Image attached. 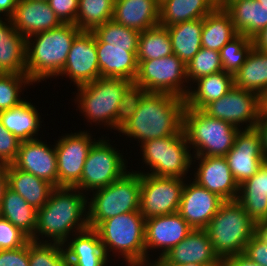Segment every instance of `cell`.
<instances>
[{"mask_svg":"<svg viewBox=\"0 0 267 266\" xmlns=\"http://www.w3.org/2000/svg\"><path fill=\"white\" fill-rule=\"evenodd\" d=\"M184 108L185 100L175 95L134 89L118 133L139 145L178 135L183 131Z\"/></svg>","mask_w":267,"mask_h":266,"instance_id":"1","label":"cell"},{"mask_svg":"<svg viewBox=\"0 0 267 266\" xmlns=\"http://www.w3.org/2000/svg\"><path fill=\"white\" fill-rule=\"evenodd\" d=\"M87 198L75 187H55L47 203L37 209L36 231L30 240L63 244L88 229Z\"/></svg>","mask_w":267,"mask_h":266,"instance_id":"2","label":"cell"},{"mask_svg":"<svg viewBox=\"0 0 267 266\" xmlns=\"http://www.w3.org/2000/svg\"><path fill=\"white\" fill-rule=\"evenodd\" d=\"M76 88V110L85 117L86 122L118 132L134 90L133 82L123 78L100 77Z\"/></svg>","mask_w":267,"mask_h":266,"instance_id":"3","label":"cell"},{"mask_svg":"<svg viewBox=\"0 0 267 266\" xmlns=\"http://www.w3.org/2000/svg\"><path fill=\"white\" fill-rule=\"evenodd\" d=\"M80 32L75 24L62 23L57 28L26 38L27 76L33 83L47 82L60 74L71 45Z\"/></svg>","mask_w":267,"mask_h":266,"instance_id":"4","label":"cell"},{"mask_svg":"<svg viewBox=\"0 0 267 266\" xmlns=\"http://www.w3.org/2000/svg\"><path fill=\"white\" fill-rule=\"evenodd\" d=\"M183 132L192 156H225L234 145L239 128L229 122L209 117L202 110L185 105Z\"/></svg>","mask_w":267,"mask_h":266,"instance_id":"5","label":"cell"},{"mask_svg":"<svg viewBox=\"0 0 267 266\" xmlns=\"http://www.w3.org/2000/svg\"><path fill=\"white\" fill-rule=\"evenodd\" d=\"M94 230L98 233L109 260L110 256H118V259L122 257L125 262L146 261L145 219L140 211L106 219Z\"/></svg>","mask_w":267,"mask_h":266,"instance_id":"6","label":"cell"},{"mask_svg":"<svg viewBox=\"0 0 267 266\" xmlns=\"http://www.w3.org/2000/svg\"><path fill=\"white\" fill-rule=\"evenodd\" d=\"M221 260L242 254L253 236V220L237 200L224 201L205 228Z\"/></svg>","mask_w":267,"mask_h":266,"instance_id":"7","label":"cell"},{"mask_svg":"<svg viewBox=\"0 0 267 266\" xmlns=\"http://www.w3.org/2000/svg\"><path fill=\"white\" fill-rule=\"evenodd\" d=\"M131 170L108 186L90 192L87 198L89 228L94 229L100 222L117 215L140 211L141 174Z\"/></svg>","mask_w":267,"mask_h":266,"instance_id":"8","label":"cell"},{"mask_svg":"<svg viewBox=\"0 0 267 266\" xmlns=\"http://www.w3.org/2000/svg\"><path fill=\"white\" fill-rule=\"evenodd\" d=\"M142 163L148 172L134 171L161 177L187 179L192 169V153L182 131L178 135L156 138L143 142L140 146ZM187 176V177H186Z\"/></svg>","mask_w":267,"mask_h":266,"instance_id":"9","label":"cell"},{"mask_svg":"<svg viewBox=\"0 0 267 266\" xmlns=\"http://www.w3.org/2000/svg\"><path fill=\"white\" fill-rule=\"evenodd\" d=\"M104 136L101 135L90 148L81 179L74 186L87 195L120 179L128 172L127 167H130L126 165V156L123 158L119 148L113 147L111 139Z\"/></svg>","mask_w":267,"mask_h":266,"instance_id":"10","label":"cell"},{"mask_svg":"<svg viewBox=\"0 0 267 266\" xmlns=\"http://www.w3.org/2000/svg\"><path fill=\"white\" fill-rule=\"evenodd\" d=\"M137 62L138 72L133 82L135 90L167 93L186 99L190 90L186 64L175 54Z\"/></svg>","mask_w":267,"mask_h":266,"instance_id":"11","label":"cell"},{"mask_svg":"<svg viewBox=\"0 0 267 266\" xmlns=\"http://www.w3.org/2000/svg\"><path fill=\"white\" fill-rule=\"evenodd\" d=\"M202 111L209 117L229 122L240 130L253 129L260 117L261 100L257 93L234 85L227 94L207 104Z\"/></svg>","mask_w":267,"mask_h":266,"instance_id":"12","label":"cell"},{"mask_svg":"<svg viewBox=\"0 0 267 266\" xmlns=\"http://www.w3.org/2000/svg\"><path fill=\"white\" fill-rule=\"evenodd\" d=\"M186 179L141 174L140 213L144 219L178 212Z\"/></svg>","mask_w":267,"mask_h":266,"instance_id":"13","label":"cell"},{"mask_svg":"<svg viewBox=\"0 0 267 266\" xmlns=\"http://www.w3.org/2000/svg\"><path fill=\"white\" fill-rule=\"evenodd\" d=\"M89 132L80 129L55 140L58 187H74L80 181L88 152L97 141Z\"/></svg>","mask_w":267,"mask_h":266,"instance_id":"14","label":"cell"},{"mask_svg":"<svg viewBox=\"0 0 267 266\" xmlns=\"http://www.w3.org/2000/svg\"><path fill=\"white\" fill-rule=\"evenodd\" d=\"M68 77L73 85L80 86L100 78L95 34L81 31L74 39L65 66L56 77Z\"/></svg>","mask_w":267,"mask_h":266,"instance_id":"15","label":"cell"},{"mask_svg":"<svg viewBox=\"0 0 267 266\" xmlns=\"http://www.w3.org/2000/svg\"><path fill=\"white\" fill-rule=\"evenodd\" d=\"M194 159V160H193ZM197 160V161H196ZM198 164H196V163ZM193 181L224 201L237 200L239 185L234 179L225 156H192Z\"/></svg>","mask_w":267,"mask_h":266,"instance_id":"16","label":"cell"},{"mask_svg":"<svg viewBox=\"0 0 267 266\" xmlns=\"http://www.w3.org/2000/svg\"><path fill=\"white\" fill-rule=\"evenodd\" d=\"M192 230L194 229L178 212L146 219V261L151 256L154 258L152 254L150 255V252L153 253L154 249L155 253L160 251L156 257L162 258L170 249L184 240Z\"/></svg>","mask_w":267,"mask_h":266,"instance_id":"17","label":"cell"},{"mask_svg":"<svg viewBox=\"0 0 267 266\" xmlns=\"http://www.w3.org/2000/svg\"><path fill=\"white\" fill-rule=\"evenodd\" d=\"M225 157L238 185L254 176L266 160L256 128L239 130L234 145Z\"/></svg>","mask_w":267,"mask_h":266,"instance_id":"18","label":"cell"},{"mask_svg":"<svg viewBox=\"0 0 267 266\" xmlns=\"http://www.w3.org/2000/svg\"><path fill=\"white\" fill-rule=\"evenodd\" d=\"M224 202L217 194L186 179L178 213L193 229H205Z\"/></svg>","mask_w":267,"mask_h":266,"instance_id":"19","label":"cell"},{"mask_svg":"<svg viewBox=\"0 0 267 266\" xmlns=\"http://www.w3.org/2000/svg\"><path fill=\"white\" fill-rule=\"evenodd\" d=\"M40 137L22 141L13 165L24 172L41 178L58 187V170L55 144H46ZM51 145V146H50Z\"/></svg>","mask_w":267,"mask_h":266,"instance_id":"20","label":"cell"},{"mask_svg":"<svg viewBox=\"0 0 267 266\" xmlns=\"http://www.w3.org/2000/svg\"><path fill=\"white\" fill-rule=\"evenodd\" d=\"M14 28L25 38L62 24L47 1L17 0L10 17Z\"/></svg>","mask_w":267,"mask_h":266,"instance_id":"21","label":"cell"},{"mask_svg":"<svg viewBox=\"0 0 267 266\" xmlns=\"http://www.w3.org/2000/svg\"><path fill=\"white\" fill-rule=\"evenodd\" d=\"M162 258L174 266L188 263L210 266L222 262L214 252L205 229L192 230L184 240L170 249Z\"/></svg>","mask_w":267,"mask_h":266,"instance_id":"22","label":"cell"},{"mask_svg":"<svg viewBox=\"0 0 267 266\" xmlns=\"http://www.w3.org/2000/svg\"><path fill=\"white\" fill-rule=\"evenodd\" d=\"M62 245L70 266H107L110 261L94 229L75 233Z\"/></svg>","mask_w":267,"mask_h":266,"instance_id":"23","label":"cell"},{"mask_svg":"<svg viewBox=\"0 0 267 266\" xmlns=\"http://www.w3.org/2000/svg\"><path fill=\"white\" fill-rule=\"evenodd\" d=\"M96 50L100 77L123 78L134 82L138 72V51L103 43L96 35Z\"/></svg>","mask_w":267,"mask_h":266,"instance_id":"24","label":"cell"},{"mask_svg":"<svg viewBox=\"0 0 267 266\" xmlns=\"http://www.w3.org/2000/svg\"><path fill=\"white\" fill-rule=\"evenodd\" d=\"M157 0H115L113 20L139 32L159 25Z\"/></svg>","mask_w":267,"mask_h":266,"instance_id":"25","label":"cell"},{"mask_svg":"<svg viewBox=\"0 0 267 266\" xmlns=\"http://www.w3.org/2000/svg\"><path fill=\"white\" fill-rule=\"evenodd\" d=\"M0 68L5 73L27 75L26 38L14 28L10 18L3 17L0 18Z\"/></svg>","mask_w":267,"mask_h":266,"instance_id":"26","label":"cell"},{"mask_svg":"<svg viewBox=\"0 0 267 266\" xmlns=\"http://www.w3.org/2000/svg\"><path fill=\"white\" fill-rule=\"evenodd\" d=\"M222 7L239 34L252 38L267 26V7L258 0H228Z\"/></svg>","mask_w":267,"mask_h":266,"instance_id":"27","label":"cell"},{"mask_svg":"<svg viewBox=\"0 0 267 266\" xmlns=\"http://www.w3.org/2000/svg\"><path fill=\"white\" fill-rule=\"evenodd\" d=\"M41 119L40 112L27 100L14 108L0 112L2 125L20 142L37 139L42 126Z\"/></svg>","mask_w":267,"mask_h":266,"instance_id":"28","label":"cell"},{"mask_svg":"<svg viewBox=\"0 0 267 266\" xmlns=\"http://www.w3.org/2000/svg\"><path fill=\"white\" fill-rule=\"evenodd\" d=\"M237 201L253 221L267 219V160L254 176L239 185Z\"/></svg>","mask_w":267,"mask_h":266,"instance_id":"29","label":"cell"},{"mask_svg":"<svg viewBox=\"0 0 267 266\" xmlns=\"http://www.w3.org/2000/svg\"><path fill=\"white\" fill-rule=\"evenodd\" d=\"M190 86L185 105L192 109L202 110L207 104L218 100L234 86L233 74L221 71L197 79Z\"/></svg>","mask_w":267,"mask_h":266,"instance_id":"30","label":"cell"},{"mask_svg":"<svg viewBox=\"0 0 267 266\" xmlns=\"http://www.w3.org/2000/svg\"><path fill=\"white\" fill-rule=\"evenodd\" d=\"M7 176L8 187L36 209L42 208L47 203L55 188L49 182L17 169L13 164L8 165Z\"/></svg>","mask_w":267,"mask_h":266,"instance_id":"31","label":"cell"},{"mask_svg":"<svg viewBox=\"0 0 267 266\" xmlns=\"http://www.w3.org/2000/svg\"><path fill=\"white\" fill-rule=\"evenodd\" d=\"M159 4V25L164 27L204 18L218 7L213 0H162Z\"/></svg>","mask_w":267,"mask_h":266,"instance_id":"32","label":"cell"},{"mask_svg":"<svg viewBox=\"0 0 267 266\" xmlns=\"http://www.w3.org/2000/svg\"><path fill=\"white\" fill-rule=\"evenodd\" d=\"M203 18L166 26L171 40L173 54L186 65L199 52Z\"/></svg>","mask_w":267,"mask_h":266,"instance_id":"33","label":"cell"},{"mask_svg":"<svg viewBox=\"0 0 267 266\" xmlns=\"http://www.w3.org/2000/svg\"><path fill=\"white\" fill-rule=\"evenodd\" d=\"M238 34L230 15L220 6L203 18L201 46L220 51Z\"/></svg>","mask_w":267,"mask_h":266,"instance_id":"34","label":"cell"},{"mask_svg":"<svg viewBox=\"0 0 267 266\" xmlns=\"http://www.w3.org/2000/svg\"><path fill=\"white\" fill-rule=\"evenodd\" d=\"M0 216L19 228L30 239L36 231L37 209L7 187L3 194Z\"/></svg>","mask_w":267,"mask_h":266,"instance_id":"35","label":"cell"},{"mask_svg":"<svg viewBox=\"0 0 267 266\" xmlns=\"http://www.w3.org/2000/svg\"><path fill=\"white\" fill-rule=\"evenodd\" d=\"M233 79L235 86L261 96L267 89V52L253 48Z\"/></svg>","mask_w":267,"mask_h":266,"instance_id":"36","label":"cell"},{"mask_svg":"<svg viewBox=\"0 0 267 266\" xmlns=\"http://www.w3.org/2000/svg\"><path fill=\"white\" fill-rule=\"evenodd\" d=\"M173 54L166 27L156 26L140 32L137 61L159 59Z\"/></svg>","mask_w":267,"mask_h":266,"instance_id":"37","label":"cell"},{"mask_svg":"<svg viewBox=\"0 0 267 266\" xmlns=\"http://www.w3.org/2000/svg\"><path fill=\"white\" fill-rule=\"evenodd\" d=\"M115 0H79L75 25L81 31H93L110 21L114 14Z\"/></svg>","mask_w":267,"mask_h":266,"instance_id":"38","label":"cell"},{"mask_svg":"<svg viewBox=\"0 0 267 266\" xmlns=\"http://www.w3.org/2000/svg\"><path fill=\"white\" fill-rule=\"evenodd\" d=\"M103 43L114 47L127 48V51H138L140 32L122 26L113 19L97 26L92 31Z\"/></svg>","mask_w":267,"mask_h":266,"instance_id":"39","label":"cell"},{"mask_svg":"<svg viewBox=\"0 0 267 266\" xmlns=\"http://www.w3.org/2000/svg\"><path fill=\"white\" fill-rule=\"evenodd\" d=\"M34 85L25 74L3 73L0 75V112L14 108L25 101L24 89ZM25 87V88H24ZM23 91V92H22ZM22 98V99H21Z\"/></svg>","mask_w":267,"mask_h":266,"instance_id":"40","label":"cell"},{"mask_svg":"<svg viewBox=\"0 0 267 266\" xmlns=\"http://www.w3.org/2000/svg\"><path fill=\"white\" fill-rule=\"evenodd\" d=\"M29 266H70L63 245L59 243L28 242Z\"/></svg>","mask_w":267,"mask_h":266,"instance_id":"41","label":"cell"},{"mask_svg":"<svg viewBox=\"0 0 267 266\" xmlns=\"http://www.w3.org/2000/svg\"><path fill=\"white\" fill-rule=\"evenodd\" d=\"M252 49L251 38L238 34L219 51L223 70L234 75L246 62Z\"/></svg>","mask_w":267,"mask_h":266,"instance_id":"42","label":"cell"},{"mask_svg":"<svg viewBox=\"0 0 267 266\" xmlns=\"http://www.w3.org/2000/svg\"><path fill=\"white\" fill-rule=\"evenodd\" d=\"M224 71L220 59V52L208 48H201L186 65V78L190 86L204 76Z\"/></svg>","mask_w":267,"mask_h":266,"instance_id":"43","label":"cell"},{"mask_svg":"<svg viewBox=\"0 0 267 266\" xmlns=\"http://www.w3.org/2000/svg\"><path fill=\"white\" fill-rule=\"evenodd\" d=\"M29 241L30 238L24 232L0 216V250L16 249Z\"/></svg>","mask_w":267,"mask_h":266,"instance_id":"44","label":"cell"},{"mask_svg":"<svg viewBox=\"0 0 267 266\" xmlns=\"http://www.w3.org/2000/svg\"><path fill=\"white\" fill-rule=\"evenodd\" d=\"M20 143V140L8 132L0 121V162L13 164L18 156Z\"/></svg>","mask_w":267,"mask_h":266,"instance_id":"45","label":"cell"},{"mask_svg":"<svg viewBox=\"0 0 267 266\" xmlns=\"http://www.w3.org/2000/svg\"><path fill=\"white\" fill-rule=\"evenodd\" d=\"M47 2L62 23H76L79 0H48Z\"/></svg>","mask_w":267,"mask_h":266,"instance_id":"46","label":"cell"},{"mask_svg":"<svg viewBox=\"0 0 267 266\" xmlns=\"http://www.w3.org/2000/svg\"><path fill=\"white\" fill-rule=\"evenodd\" d=\"M0 266H29L28 243L16 249L0 250Z\"/></svg>","mask_w":267,"mask_h":266,"instance_id":"47","label":"cell"},{"mask_svg":"<svg viewBox=\"0 0 267 266\" xmlns=\"http://www.w3.org/2000/svg\"><path fill=\"white\" fill-rule=\"evenodd\" d=\"M243 254L255 263L267 266V243L260 242L254 236L246 244Z\"/></svg>","mask_w":267,"mask_h":266,"instance_id":"48","label":"cell"},{"mask_svg":"<svg viewBox=\"0 0 267 266\" xmlns=\"http://www.w3.org/2000/svg\"><path fill=\"white\" fill-rule=\"evenodd\" d=\"M261 137V149L264 158L267 160V113L261 112L255 126Z\"/></svg>","mask_w":267,"mask_h":266,"instance_id":"49","label":"cell"},{"mask_svg":"<svg viewBox=\"0 0 267 266\" xmlns=\"http://www.w3.org/2000/svg\"><path fill=\"white\" fill-rule=\"evenodd\" d=\"M224 266H261L250 260L246 255L237 254L226 257L222 260Z\"/></svg>","mask_w":267,"mask_h":266,"instance_id":"50","label":"cell"},{"mask_svg":"<svg viewBox=\"0 0 267 266\" xmlns=\"http://www.w3.org/2000/svg\"><path fill=\"white\" fill-rule=\"evenodd\" d=\"M253 236L262 243H267V219L253 221Z\"/></svg>","mask_w":267,"mask_h":266,"instance_id":"51","label":"cell"},{"mask_svg":"<svg viewBox=\"0 0 267 266\" xmlns=\"http://www.w3.org/2000/svg\"><path fill=\"white\" fill-rule=\"evenodd\" d=\"M251 40L253 41V48L267 52V26L256 33Z\"/></svg>","mask_w":267,"mask_h":266,"instance_id":"52","label":"cell"},{"mask_svg":"<svg viewBox=\"0 0 267 266\" xmlns=\"http://www.w3.org/2000/svg\"><path fill=\"white\" fill-rule=\"evenodd\" d=\"M17 0H0V18H10L16 7ZM2 15V16H1Z\"/></svg>","mask_w":267,"mask_h":266,"instance_id":"53","label":"cell"},{"mask_svg":"<svg viewBox=\"0 0 267 266\" xmlns=\"http://www.w3.org/2000/svg\"><path fill=\"white\" fill-rule=\"evenodd\" d=\"M8 165L0 162V207L2 204L3 194L8 187Z\"/></svg>","mask_w":267,"mask_h":266,"instance_id":"54","label":"cell"},{"mask_svg":"<svg viewBox=\"0 0 267 266\" xmlns=\"http://www.w3.org/2000/svg\"><path fill=\"white\" fill-rule=\"evenodd\" d=\"M147 262H148V266H174V265L169 264L166 260L160 257H157V258L155 257V259L149 258Z\"/></svg>","mask_w":267,"mask_h":266,"instance_id":"55","label":"cell"},{"mask_svg":"<svg viewBox=\"0 0 267 266\" xmlns=\"http://www.w3.org/2000/svg\"><path fill=\"white\" fill-rule=\"evenodd\" d=\"M261 100V112L267 113V89L266 91L260 96Z\"/></svg>","mask_w":267,"mask_h":266,"instance_id":"56","label":"cell"},{"mask_svg":"<svg viewBox=\"0 0 267 266\" xmlns=\"http://www.w3.org/2000/svg\"><path fill=\"white\" fill-rule=\"evenodd\" d=\"M126 266H148L147 261H128L126 262Z\"/></svg>","mask_w":267,"mask_h":266,"instance_id":"57","label":"cell"},{"mask_svg":"<svg viewBox=\"0 0 267 266\" xmlns=\"http://www.w3.org/2000/svg\"><path fill=\"white\" fill-rule=\"evenodd\" d=\"M214 3L220 7V6H223L228 0H213Z\"/></svg>","mask_w":267,"mask_h":266,"instance_id":"58","label":"cell"},{"mask_svg":"<svg viewBox=\"0 0 267 266\" xmlns=\"http://www.w3.org/2000/svg\"><path fill=\"white\" fill-rule=\"evenodd\" d=\"M177 266H205V265L196 264V263H188V264H182V265H177Z\"/></svg>","mask_w":267,"mask_h":266,"instance_id":"59","label":"cell"},{"mask_svg":"<svg viewBox=\"0 0 267 266\" xmlns=\"http://www.w3.org/2000/svg\"><path fill=\"white\" fill-rule=\"evenodd\" d=\"M258 1H259V3H261V5L267 7V0H258Z\"/></svg>","mask_w":267,"mask_h":266,"instance_id":"60","label":"cell"},{"mask_svg":"<svg viewBox=\"0 0 267 266\" xmlns=\"http://www.w3.org/2000/svg\"><path fill=\"white\" fill-rule=\"evenodd\" d=\"M210 266H224L223 262H221L220 264H215V265H210Z\"/></svg>","mask_w":267,"mask_h":266,"instance_id":"61","label":"cell"},{"mask_svg":"<svg viewBox=\"0 0 267 266\" xmlns=\"http://www.w3.org/2000/svg\"><path fill=\"white\" fill-rule=\"evenodd\" d=\"M5 73L1 68H0V75Z\"/></svg>","mask_w":267,"mask_h":266,"instance_id":"62","label":"cell"}]
</instances>
